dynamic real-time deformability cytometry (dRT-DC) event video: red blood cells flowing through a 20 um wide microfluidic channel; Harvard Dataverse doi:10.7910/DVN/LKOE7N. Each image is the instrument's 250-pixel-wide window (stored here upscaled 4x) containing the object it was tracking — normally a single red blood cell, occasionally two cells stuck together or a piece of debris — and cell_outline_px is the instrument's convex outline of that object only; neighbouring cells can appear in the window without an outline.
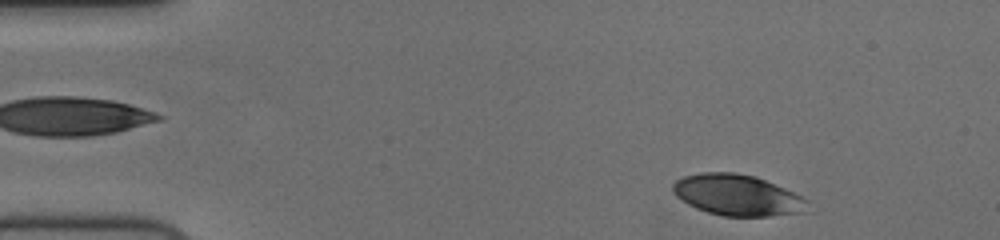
{"species": "human", "species_latin": "Homo sapiens", "temperature_condition": "cold", "stored_images_in_passage": 50, "camera_frame_rate_fps": 3000, "um_per_image_px": 0.085, "donor": {"sex": "female"}, "frame": {"image": 1, "passage_image": 2, "time_ms": 0.333, "image_size_px": [1000, 240], "cell_outline_px": [[808, 212], [768, 216], [724, 216], [708, 212], [696, 208], [688, 204], [676, 196], [672, 192], [672, 184], [676, 180], [684, 176], [700, 172], [736, 172], [756, 176], [784, 188], [808, 200]], "centroid_in_image_um": [62.67, 16.58], "position_along_channel_um": 22.3, "area_um2": 32.31}}
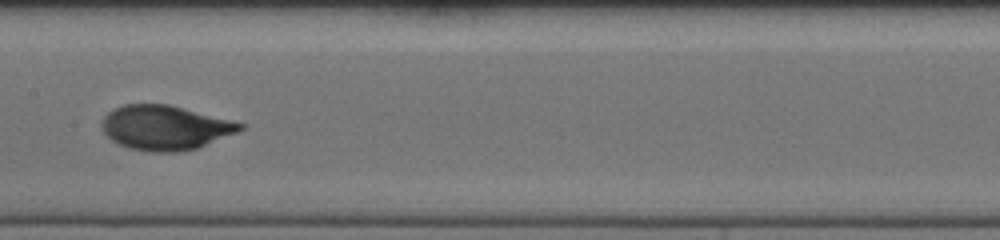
{"frame": {"image": 2, "passage_image": 23, "time_ms": 7.333, "image_size_px": [1000, 240], "cell_outline_px": [[244, 128], [236, 132], [196, 148], [180, 152], [152, 152], [128, 148], [112, 140], [104, 132], [100, 124], [104, 116], [112, 108], [124, 104], [168, 104], [232, 120], [244, 124]], "centroid_in_image_um": [13.99, 10.84], "position_along_channel_um": 193.4, "area_um2": 35.72}}
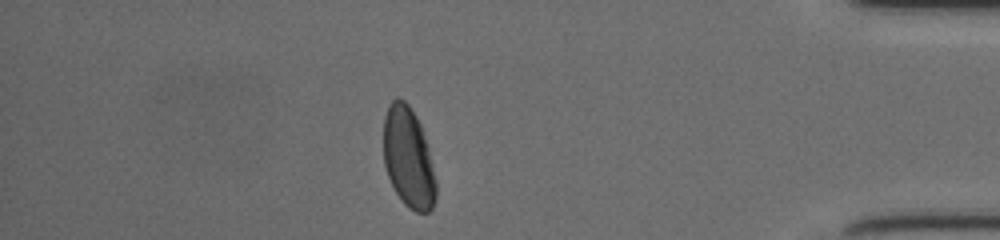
{"frame": {"image": 3, "passage_image": 43, "time_ms": 14.0, "image_size_px": [1000, 240], "cell_outline_px": [[436, 196], [432, 208], [428, 212], [416, 212], [408, 208], [400, 200], [388, 176], [384, 164], [384, 116], [388, 104], [396, 96], [404, 100], [408, 104], [416, 116], [420, 124], [436, 180]], "centroid_in_image_um": [34.69, 13.41], "position_along_channel_um": 400.5, "area_um2": 30.46}, "authors_computed_cell_mechanics": {"area_um2": 34.3332, "velocity_mm_per_s": 3.7011, "shape_relaxation_time_tau1_ms": 3.8521, "shape_relaxation_time_tau2_ms": null, "deformation_change_tau1": 0.1675, "deformation_change_tau2": null}}